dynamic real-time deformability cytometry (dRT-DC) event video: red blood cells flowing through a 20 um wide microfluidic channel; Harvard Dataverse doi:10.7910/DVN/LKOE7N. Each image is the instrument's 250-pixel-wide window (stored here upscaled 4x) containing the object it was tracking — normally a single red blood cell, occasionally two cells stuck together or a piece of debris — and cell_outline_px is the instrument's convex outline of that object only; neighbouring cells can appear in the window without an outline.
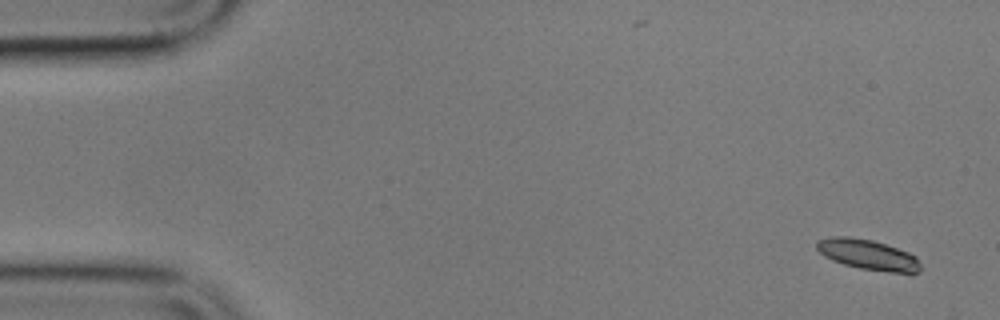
{"species": "common noctule bat (a hibernating species)", "species_latin": "Nyctalus noctula", "temperature_condition": "cold", "stored_images_in_passage": 4, "camera_frame_rate_fps": 3000, "um_per_image_px": 0.085, "animal": {"sex": "male", "body_mass_g": 17.9}, "frame": {"image": 1, "passage_image": 1, "time_ms": 0.0, "image_size_px": [1000, 320], "cell_outline_px": [[920, 272], [912, 276], [860, 268], [844, 264], [832, 260], [824, 256], [816, 248], [816, 240], [832, 236], [848, 236], [872, 240], [908, 252], [916, 256], [920, 264]], "centroid_in_image_um": [73.82, 21.68], "position_along_channel_um": 11.2, "area_um2": 18.73}}